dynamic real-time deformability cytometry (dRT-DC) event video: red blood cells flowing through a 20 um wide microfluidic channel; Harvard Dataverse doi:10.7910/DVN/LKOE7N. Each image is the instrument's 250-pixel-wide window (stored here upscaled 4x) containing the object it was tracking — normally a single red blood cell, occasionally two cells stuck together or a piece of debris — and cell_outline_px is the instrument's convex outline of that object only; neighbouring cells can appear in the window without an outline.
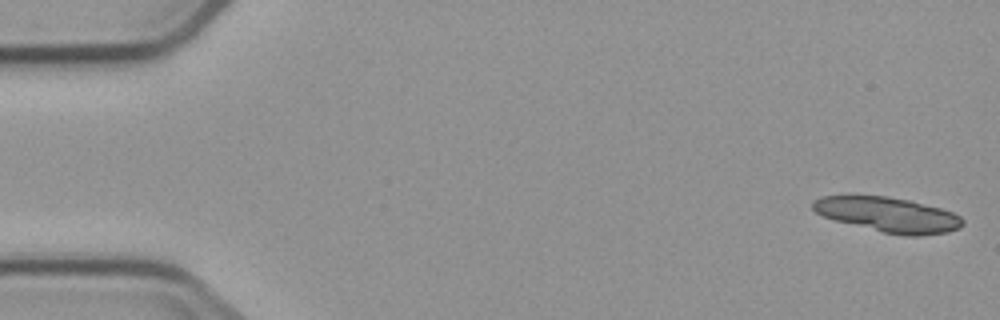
{"species": "common noctule bat (a hibernating species)", "species_latin": "Nyctalus noctula", "temperature_condition": "cold", "stored_images_in_passage": 10, "segment_of_instrument_passage": [1, 2], "camera_frame_rate_fps": 3000, "um_per_image_px": 0.085, "animal": {"sex": "male", "body_mass_g": 23.1, "forearm_length_mm": 52.7}, "frame": {"image": 1, "passage_image": 1, "time_ms": 0.0, "image_size_px": [1000, 320], "cell_outline_px": [[964, 224], [960, 228], [948, 232], [920, 236], [904, 236], [884, 232], [836, 220], [824, 216], [816, 212], [812, 208], [812, 200], [820, 196], [888, 196], [908, 200], [940, 208], [952, 212], [960, 216], [964, 220]], "centroid_in_image_um": [75.52, 18.25], "position_along_channel_um": 9.5, "area_um2": 30.23}}